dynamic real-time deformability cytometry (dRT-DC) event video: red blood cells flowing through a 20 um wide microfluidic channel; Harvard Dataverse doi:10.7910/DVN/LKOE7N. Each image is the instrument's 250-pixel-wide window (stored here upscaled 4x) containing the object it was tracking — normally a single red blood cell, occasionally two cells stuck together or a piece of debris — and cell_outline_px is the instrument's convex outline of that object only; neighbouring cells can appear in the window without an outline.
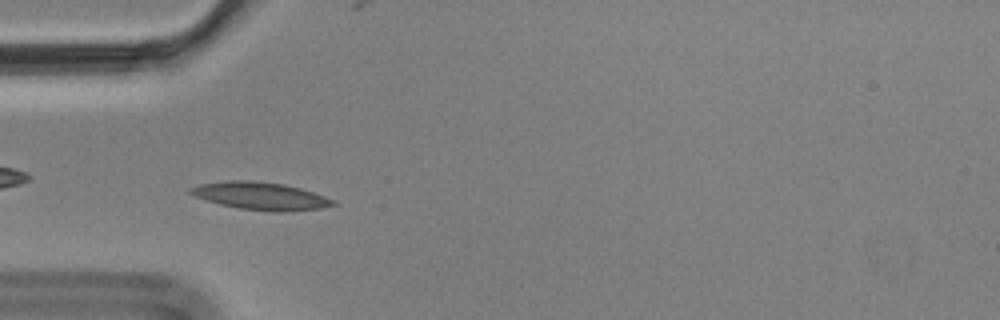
{"species": "Egyptian fruit bat (a non-hibernating species)", "species_latin": "Rousettus aegyptiacus", "temperature_condition": "cold", "stored_images_in_passage": 12, "camera_frame_rate_fps": 3000, "um_per_image_px": 0.085, "animal": {"sex": "male"}, "frame": {"image": 1, "passage_image": 4, "time_ms": 1.0, "image_size_px": [1000, 320], "cell_outline_px": [[336, 204], [320, 208], [280, 212], [272, 212], [240, 208], [220, 204], [196, 196], [188, 192], [188, 188], [200, 184], [224, 180], [252, 180], [284, 184], [300, 188], [336, 200]], "centroid_in_image_um": [22.14, 16.64], "position_along_channel_um": 62.9, "area_um2": 22.83}}
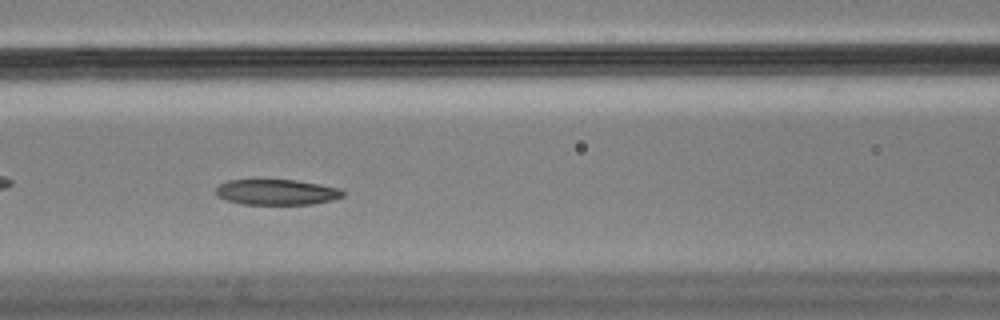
{"frame": {"image": 2, "passage_image": 6, "time_ms": 1.667, "image_size_px": [1000, 320], "cell_outline_px": [[344, 196], [332, 200], [312, 204], [244, 204], [228, 200], [216, 196], [216, 188], [220, 184], [228, 180], [296, 180], [340, 188], [344, 192]], "centroid_in_image_um": [23.53, 16.33], "position_along_channel_um": 143.1, "area_um2": 18.79}}
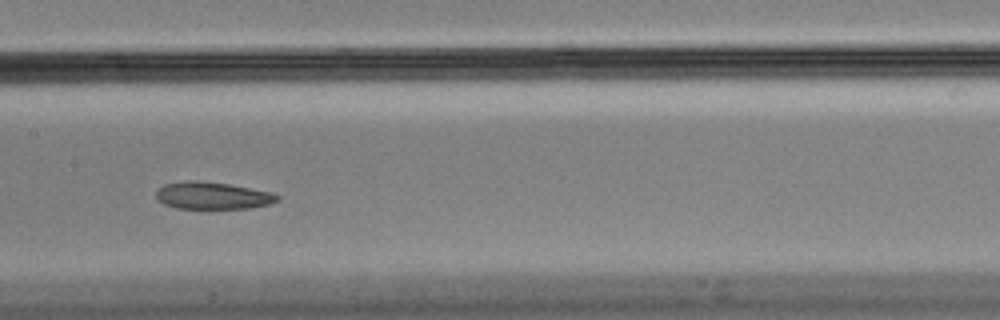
{"frame": {"image": 3, "passage_image": 7, "time_ms": 2.0, "image_size_px": [1000, 320], "cell_outline_px": [[280, 200], [268, 204], [248, 208], [176, 208], [164, 204], [156, 200], [156, 192], [164, 184], [184, 180], [200, 180], [228, 184], [272, 192], [280, 196]], "centroid_in_image_um": [18.04, 16.61], "position_along_channel_um": 189.4, "area_um2": 19.25}}